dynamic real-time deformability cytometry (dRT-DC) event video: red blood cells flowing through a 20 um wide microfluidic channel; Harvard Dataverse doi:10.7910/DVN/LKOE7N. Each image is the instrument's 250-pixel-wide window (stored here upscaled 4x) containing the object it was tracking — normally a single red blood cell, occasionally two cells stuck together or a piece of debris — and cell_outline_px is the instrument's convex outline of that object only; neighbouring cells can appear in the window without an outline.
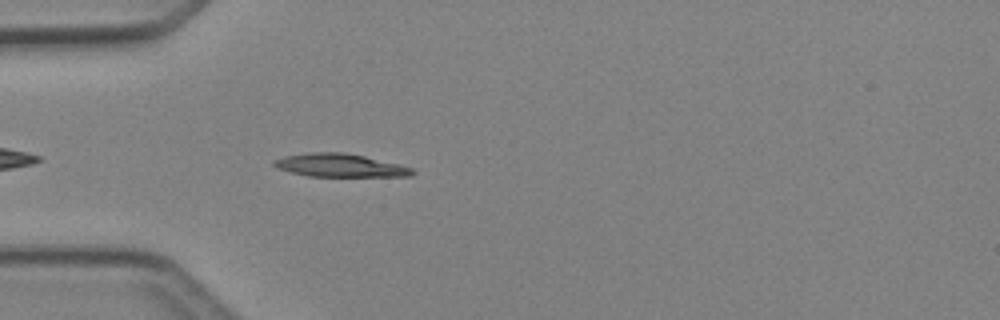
{"species": "Egyptian fruit bat (a non-hibernating species)", "species_latin": "Rousettus aegyptiacus", "temperature_condition": "cold", "stored_images_in_passage": 7, "camera_frame_rate_fps": 3000, "um_per_image_px": 0.085, "animal": {"sex": "female"}, "frame": {"image": 1, "passage_image": 4, "time_ms": 1.0, "image_size_px": [1000, 320], "cell_outline_px": [[416, 172], [412, 176], [308, 176], [276, 168], [272, 164], [272, 160], [284, 156], [312, 152], [344, 152], [364, 156], [412, 168]], "centroid_in_image_um": [28.85, 14.05], "position_along_channel_um": 56.2, "area_um2": 18.5}}